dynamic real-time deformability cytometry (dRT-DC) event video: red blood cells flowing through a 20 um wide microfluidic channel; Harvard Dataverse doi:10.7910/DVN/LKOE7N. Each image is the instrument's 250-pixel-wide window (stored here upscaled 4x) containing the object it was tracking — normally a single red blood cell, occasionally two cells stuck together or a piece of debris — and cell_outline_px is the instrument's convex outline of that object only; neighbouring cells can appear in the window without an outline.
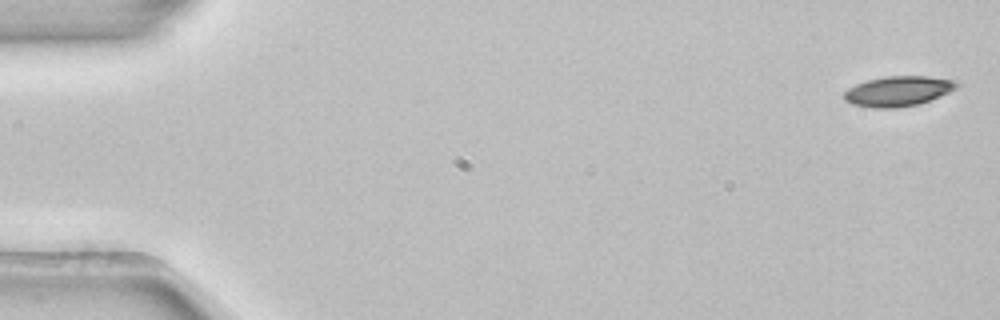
{"species": "common noctule bat (a hibernating species)", "species_latin": "Nyctalus noctula", "temperature_condition": "room temperature", "stored_images_in_passage": 4, "camera_frame_rate_fps": 3000, "um_per_image_px": 0.085, "animal": {"sex": "female", "body_mass_g": 22.7, "forearm_length_mm": 54.2}, "frame": {"image": 1, "passage_image": 1, "time_ms": 0.0, "image_size_px": [1000, 320], "cell_outline_px": [[960, 84], [956, 88], [940, 96], [920, 104], [896, 108], [872, 108], [852, 104], [844, 100], [844, 92], [848, 88], [856, 84], [868, 80], [884, 76], [928, 76], [952, 80]], "centroid_in_image_um": [76.32, 7.75], "position_along_channel_um": 8.7, "area_um2": 19.77}}
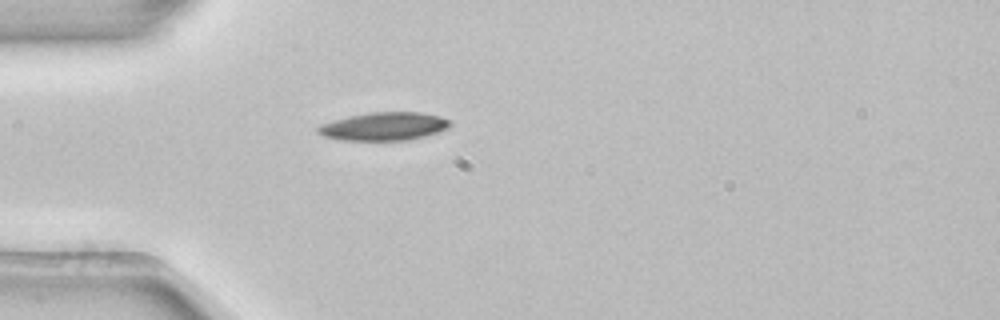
{"frame": {"image": 2, "passage_image": 4, "time_ms": 1.0, "image_size_px": [1000, 320], "cell_outline_px": [[452, 124], [436, 132], [424, 136], [408, 140], [340, 140], [324, 136], [316, 132], [316, 128], [320, 124], [348, 116], [368, 112], [420, 112], [440, 116], [448, 120]], "centroid_in_image_um": [32.58, 10.73], "position_along_channel_um": 52.4, "area_um2": 21.56}}